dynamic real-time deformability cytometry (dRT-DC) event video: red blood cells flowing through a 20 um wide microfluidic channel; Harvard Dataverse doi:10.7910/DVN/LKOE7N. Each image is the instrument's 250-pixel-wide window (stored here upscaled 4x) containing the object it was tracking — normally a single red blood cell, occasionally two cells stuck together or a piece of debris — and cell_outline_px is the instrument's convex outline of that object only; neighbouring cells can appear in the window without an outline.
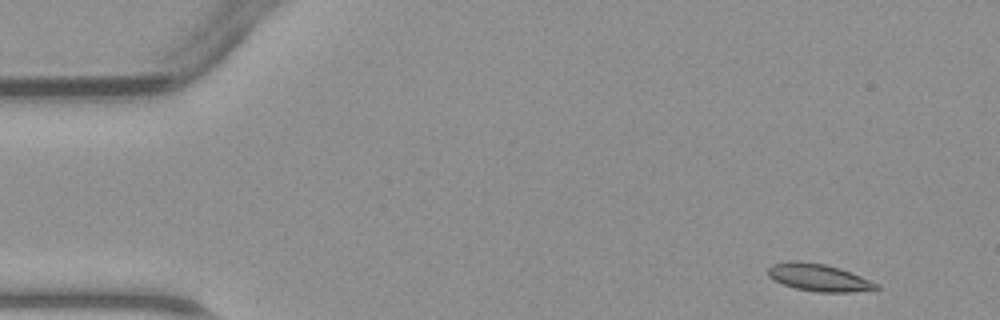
{"species": "common noctule bat (a hibernating species)", "species_latin": "Nyctalus noctula", "temperature_condition": "warm", "stored_images_in_passage": 4, "camera_frame_rate_fps": 3000, "um_per_image_px": 0.085, "animal": {"sex": "male", "body_mass_g": 23.1, "forearm_length_mm": 52.7}, "frame": {"image": 1, "passage_image": 1, "time_ms": 0.0, "image_size_px": [1000, 320], "cell_outline_px": [[880, 288], [848, 292], [820, 292], [796, 288], [784, 284], [768, 276], [768, 268], [772, 264], [788, 260], [800, 260], [824, 264], [840, 268], [880, 284]], "centroid_in_image_um": [69.58, 23.57], "position_along_channel_um": 15.4, "area_um2": 17.11}}
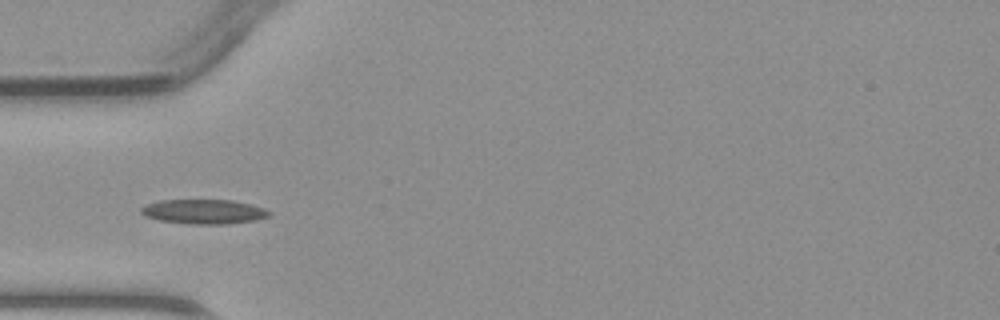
{"frame": {"image": 2, "passage_image": 4, "time_ms": 3.667, "image_size_px": [1000, 320], "cell_outline_px": [[272, 212], [268, 216], [256, 220], [224, 224], [192, 224], [160, 220], [144, 216], [140, 212], [140, 208], [144, 204], [160, 200], [232, 200], [264, 208]], "centroid_in_image_um": [17.28, 17.98], "position_along_channel_um": 67.7, "area_um2": 18.26}}